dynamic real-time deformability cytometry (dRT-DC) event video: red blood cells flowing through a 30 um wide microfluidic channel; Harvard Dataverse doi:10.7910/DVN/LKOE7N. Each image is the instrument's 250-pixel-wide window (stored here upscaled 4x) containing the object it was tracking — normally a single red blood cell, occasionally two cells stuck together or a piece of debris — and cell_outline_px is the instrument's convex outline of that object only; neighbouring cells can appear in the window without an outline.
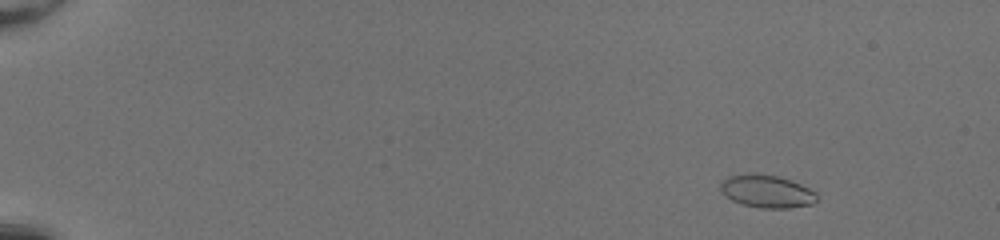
{"species": "common noctule bat (a hibernating species)", "species_latin": "Nyctalus noctula", "temperature_condition": "room temperature", "stored_images_in_passage": 53, "camera_frame_rate_fps": 3000, "um_per_image_px": 0.085, "animal": {"sex": "female", "body_mass_g": 20.0, "forearm_length_mm": 54.0}, "frame": {"image": 1, "passage_image": 7, "time_ms": 2.0, "image_size_px": [1000, 240], "cell_outline_px": [[816, 200], [812, 204], [788, 208], [760, 208], [744, 204], [732, 200], [720, 192], [720, 184], [728, 176], [744, 172], [756, 172], [776, 176], [800, 184], [816, 192]], "centroid_in_image_um": [65.13, 16.24], "position_along_channel_um": 19.9, "area_um2": 18.44}}
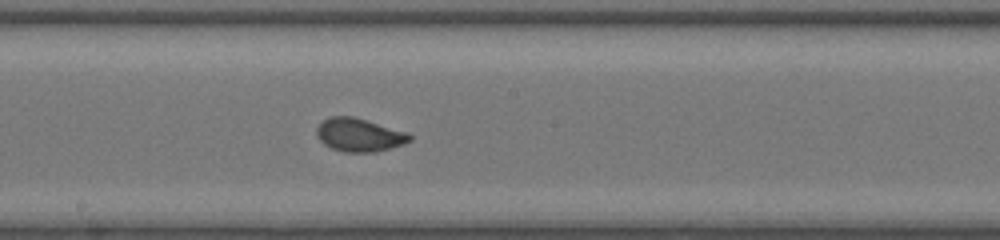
{"frame": {"image": 2, "passage_image": 32, "time_ms": 10.333, "image_size_px": [1000, 240], "cell_outline_px": [[412, 140], [404, 144], [376, 152], [344, 152], [332, 148], [324, 144], [316, 136], [316, 128], [328, 116], [352, 116], [404, 132], [412, 136]], "centroid_in_image_um": [30.49, 11.48], "position_along_channel_um": 217.7, "area_um2": 17.8}}
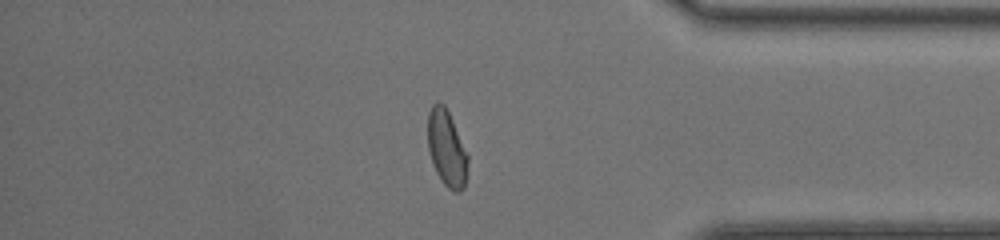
{"frame": {"image": 3, "passage_image": 46, "time_ms": 15.0, "image_size_px": [1000, 240], "cell_outline_px": [[468, 160], [464, 188], [460, 192], [452, 192], [440, 180], [432, 164], [428, 148], [428, 112], [432, 104], [436, 100], [444, 104], [452, 120], [468, 156]], "centroid_in_image_um": [37.95, 12.62], "position_along_channel_um": 397.3, "area_um2": 17.8}, "authors_computed_cell_mechanics": {"area_um2": 17.9758, "velocity_mm_per_s": 4.1751, "shape_relaxation_time_tau1_ms": 3.0966, "shape_relaxation_time_tau2_ms": null, "deformation_change_tau1": 0.1483, "deformation_change_tau2": null}}